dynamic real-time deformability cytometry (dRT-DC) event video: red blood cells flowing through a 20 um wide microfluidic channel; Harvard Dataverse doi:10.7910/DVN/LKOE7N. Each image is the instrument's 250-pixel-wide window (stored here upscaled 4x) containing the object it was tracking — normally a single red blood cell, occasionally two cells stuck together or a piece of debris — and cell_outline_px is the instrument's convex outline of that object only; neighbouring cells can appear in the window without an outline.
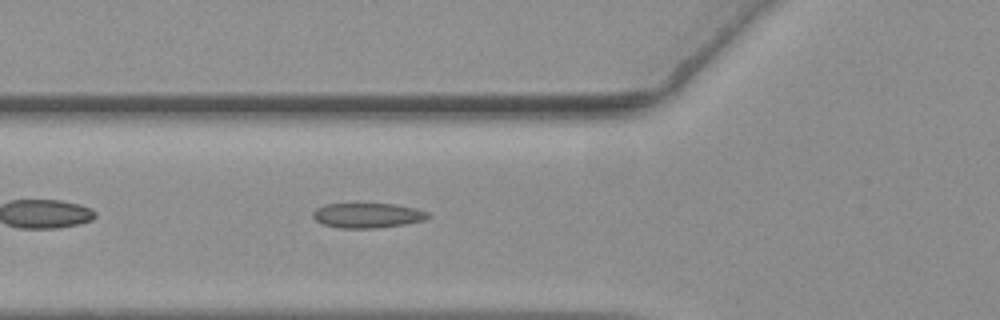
{"species": "common noctule bat (a hibernating species)", "species_latin": "Nyctalus noctula", "temperature_condition": "warm", "stored_images_in_passage": 42, "camera_frame_rate_fps": 3000, "um_per_image_px": 0.085, "animal": {"sex": "female", "body_mass_g": 19.3, "forearm_length_mm": 54.1}, "frame": {"image": 1, "passage_image": 6, "time_ms": 1.667, "image_size_px": [1000, 320], "cell_outline_px": [[428, 216], [424, 220], [404, 224], [376, 228], [340, 228], [324, 224], [316, 220], [312, 216], [312, 212], [316, 208], [324, 204], [396, 204], [416, 208], [428, 212]], "centroid_in_image_um": [31.22, 18.3], "position_along_channel_um": 94.6, "area_um2": 16.59}}
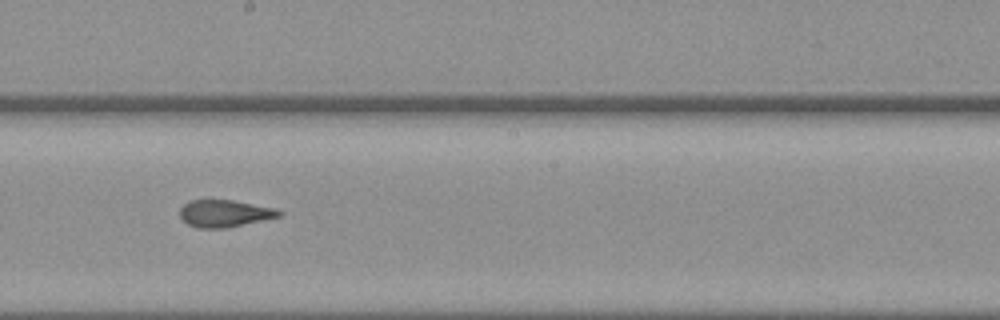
{"frame": {"image": 2, "passage_image": 17, "time_ms": 5.333, "image_size_px": [1000, 320], "cell_outline_px": [[284, 212], [280, 216], [264, 220], [224, 228], [196, 228], [188, 224], [180, 216], [180, 208], [188, 200], [208, 196], [232, 200], [276, 208]], "centroid_in_image_um": [19.04, 18.09], "position_along_channel_um": 229.2, "area_um2": 16.3}}
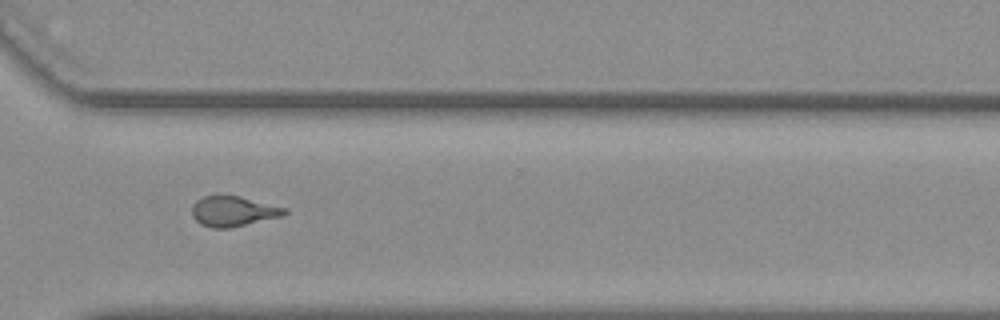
{"frame": {"image": 3, "passage_image": 27, "time_ms": 8.667, "image_size_px": [1000, 320], "cell_outline_px": [[288, 212], [284, 216], [228, 228], [212, 228], [200, 224], [192, 216], [192, 204], [196, 200], [204, 196], [240, 196], [288, 208]], "centroid_in_image_um": [19.84, 17.96], "position_along_channel_um": 350.8, "area_um2": 16.36}, "authors_computed_cell_mechanics": {"area_um2": 16.3863, "velocity_mm_per_s": 3.6522, "shape_relaxation_time_tau1_ms": 5.6336, "shape_relaxation_time_tau2_ms": 1.6856, "deformation_change_tau1": 0.1598, "deformation_change_tau2": 0.078}}